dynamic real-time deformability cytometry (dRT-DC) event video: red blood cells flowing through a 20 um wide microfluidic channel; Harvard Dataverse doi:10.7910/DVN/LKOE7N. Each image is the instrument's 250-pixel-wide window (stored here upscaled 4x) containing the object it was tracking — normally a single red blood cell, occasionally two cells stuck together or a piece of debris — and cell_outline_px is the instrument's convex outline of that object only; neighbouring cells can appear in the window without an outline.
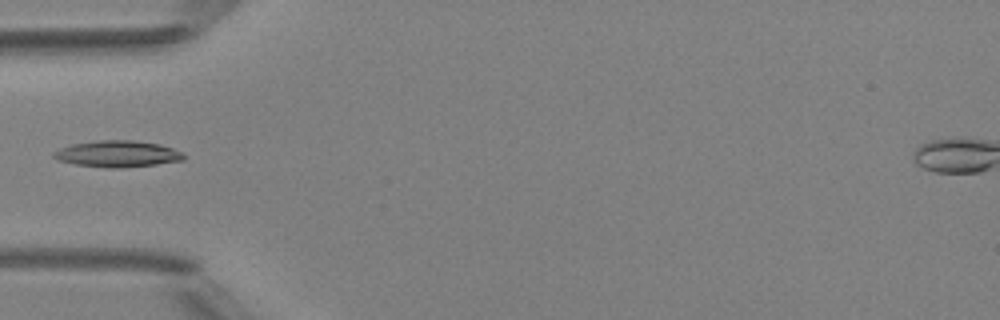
{"species": "Egyptian fruit bat (a non-hibernating species)", "species_latin": "Rousettus aegyptiacus", "temperature_condition": "room temperature", "stored_images_in_passage": 33, "camera_frame_rate_fps": 3000, "um_per_image_px": 0.085, "animal": {"sex": "female"}, "frame": {"image": 1, "passage_image": 1, "time_ms": 0.0, "image_size_px": [1000, 320], "cell_outline_px": [[184, 160], [156, 164], [120, 168], [108, 168], [76, 164], [60, 160], [52, 156], [52, 152], [60, 148], [72, 144], [96, 140], [132, 140], [160, 144], [172, 148], [180, 152], [184, 156]], "centroid_in_image_um": [9.97, 13.07], "position_along_channel_um": 75.0, "area_um2": 19.88}}
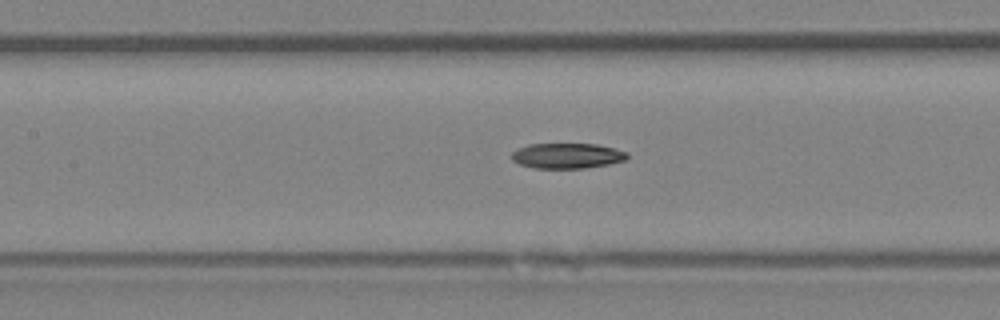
{"frame": {"image": 2, "passage_image": 7, "time_ms": 2.0, "image_size_px": [1000, 320], "cell_outline_px": [[628, 160], [608, 164], [584, 168], [532, 168], [520, 164], [512, 160], [512, 152], [528, 144], [596, 144], [616, 148], [628, 152]], "centroid_in_image_um": [48.25, 13.24], "position_along_channel_um": 159.2, "area_um2": 17.11}}
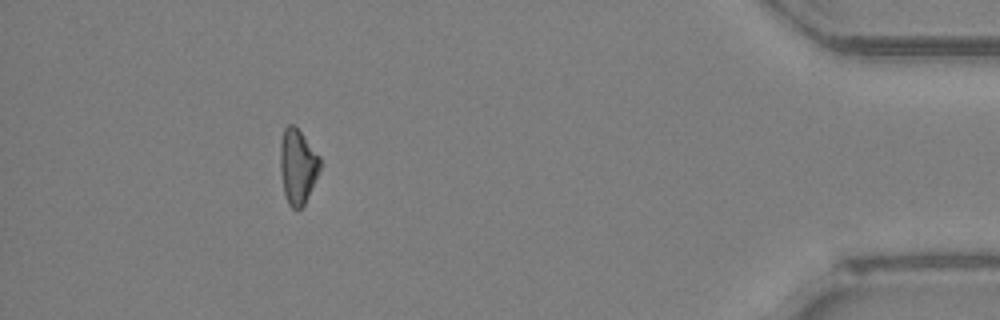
{"frame": {"image": 3, "passage_image": 29, "time_ms": 9.333, "image_size_px": [1000, 320], "cell_outline_px": [[320, 172], [304, 204], [300, 208], [292, 208], [288, 204], [284, 192], [280, 168], [280, 144], [284, 128], [288, 124], [292, 124], [300, 132], [320, 156]], "centroid_in_image_um": [25.3, 14.14], "position_along_channel_um": 409.9, "area_um2": 17.22}}